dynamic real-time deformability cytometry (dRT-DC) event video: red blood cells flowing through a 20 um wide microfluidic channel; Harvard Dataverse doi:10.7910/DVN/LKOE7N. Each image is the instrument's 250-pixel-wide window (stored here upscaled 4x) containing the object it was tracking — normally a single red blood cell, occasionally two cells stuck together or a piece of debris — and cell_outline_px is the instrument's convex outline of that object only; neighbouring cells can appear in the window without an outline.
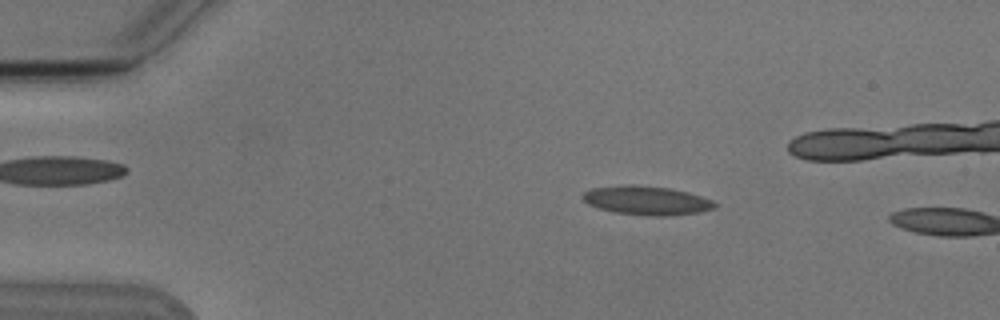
{"species": "Egyptian fruit bat (a non-hibernating species)", "species_latin": "Rousettus aegyptiacus", "temperature_condition": "cold", "stored_images_in_passage": 4, "camera_frame_rate_fps": 3000, "um_per_image_px": 0.085, "animal": {"sex": "male"}, "frame": {"image": 1, "passage_image": 3, "time_ms": 2.667, "image_size_px": [1000, 320], "cell_outline_px": [[716, 208], [700, 212], [664, 216], [660, 216], [616, 212], [600, 208], [588, 204], [580, 196], [584, 192], [592, 188], [628, 184], [632, 184], [672, 188], [688, 192], [712, 200], [716, 204]], "centroid_in_image_um": [54.97, 17.02], "position_along_channel_um": 30.0, "area_um2": 22.08}}